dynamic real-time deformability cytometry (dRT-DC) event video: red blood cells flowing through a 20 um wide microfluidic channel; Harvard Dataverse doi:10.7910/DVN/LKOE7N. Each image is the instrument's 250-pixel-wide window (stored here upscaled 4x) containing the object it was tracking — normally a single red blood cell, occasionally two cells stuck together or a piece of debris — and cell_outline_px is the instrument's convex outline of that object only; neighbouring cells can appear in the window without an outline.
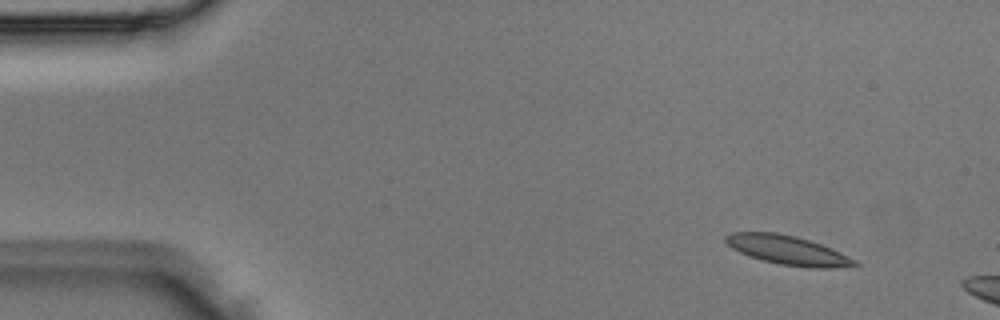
{"species": "Egyptian fruit bat (a non-hibernating species)", "species_latin": "Rousettus aegyptiacus", "temperature_condition": "room temperature", "stored_images_in_passage": 5, "segment_of_instrument_passage": [2, 2], "camera_frame_rate_fps": 3000, "um_per_image_px": 0.085, "animal": {"sex": "male"}, "frame": {"image": 1, "passage_image": 5, "time_ms": 1.333, "image_size_px": [1000, 320], "cell_outline_px": [[860, 264], [832, 268], [808, 268], [780, 264], [748, 256], [732, 248], [724, 240], [724, 236], [732, 232], [776, 232], [796, 236], [820, 244], [840, 252], [856, 260]], "centroid_in_image_um": [66.93, 21.26], "position_along_channel_um": 18.1, "area_um2": 21.73}}